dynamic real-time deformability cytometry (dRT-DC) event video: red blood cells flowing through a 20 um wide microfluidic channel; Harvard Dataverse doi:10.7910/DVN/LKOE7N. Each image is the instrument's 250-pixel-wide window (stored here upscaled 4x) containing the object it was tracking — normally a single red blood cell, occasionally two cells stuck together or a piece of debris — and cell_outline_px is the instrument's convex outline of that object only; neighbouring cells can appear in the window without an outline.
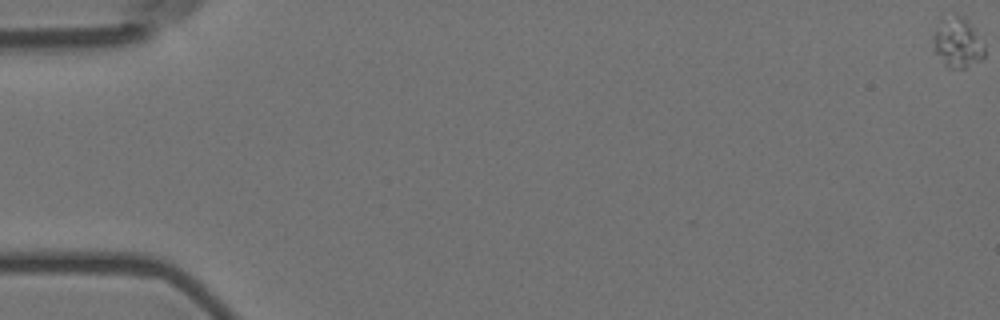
{"species": "Egyptian fruit bat (a non-hibernating species)", "species_latin": "Rousettus aegyptiacus", "temperature_condition": "room temperature", "stored_images_in_passage": 60, "camera_frame_rate_fps": 3000, "um_per_image_px": 0.085, "animal": {"sex": "female"}, "frame": {"image": 1, "passage_image": 1, "time_ms": 0.0, "image_size_px": [1000, 320], "cell_outline_px": [[984, 56], [980, 60], [964, 68], [948, 68], [944, 64], [936, 52], [932, 36], [940, 16], [956, 12], [968, 20], [972, 24], [984, 44]], "centroid_in_image_um": [81.37, 3.54], "position_along_channel_um": 3.6, "area_um2": 15.37}}
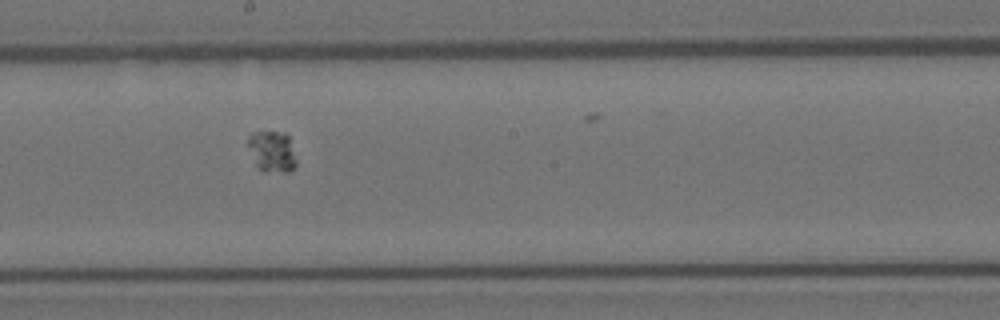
{"frame": {"image": 2, "passage_image": 34, "time_ms": 11.0, "image_size_px": [1000, 320], "cell_outline_px": [[296, 168], [288, 172], [264, 172], [256, 164], [248, 144], [248, 136], [252, 132], [284, 132], [288, 136], [296, 160]], "centroid_in_image_um": [23.14, 12.88], "position_along_channel_um": 225.1, "area_um2": 11.44}}
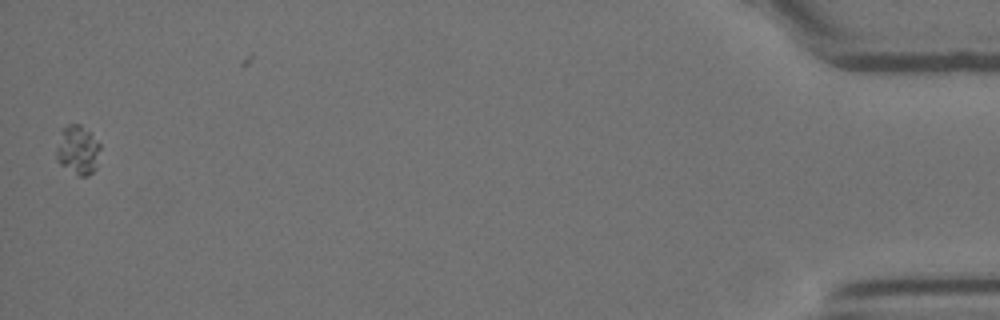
{"frame": {"image": 3, "passage_image": 59, "time_ms": 19.333, "image_size_px": [1000, 320], "cell_outline_px": [[100, 148], [96, 168], [88, 176], [80, 176], [60, 164], [56, 160], [56, 148], [64, 128], [68, 124], [80, 124], [92, 132], [100, 144]], "centroid_in_image_um": [6.64, 12.74], "position_along_channel_um": 428.6, "area_um2": 12.48}}